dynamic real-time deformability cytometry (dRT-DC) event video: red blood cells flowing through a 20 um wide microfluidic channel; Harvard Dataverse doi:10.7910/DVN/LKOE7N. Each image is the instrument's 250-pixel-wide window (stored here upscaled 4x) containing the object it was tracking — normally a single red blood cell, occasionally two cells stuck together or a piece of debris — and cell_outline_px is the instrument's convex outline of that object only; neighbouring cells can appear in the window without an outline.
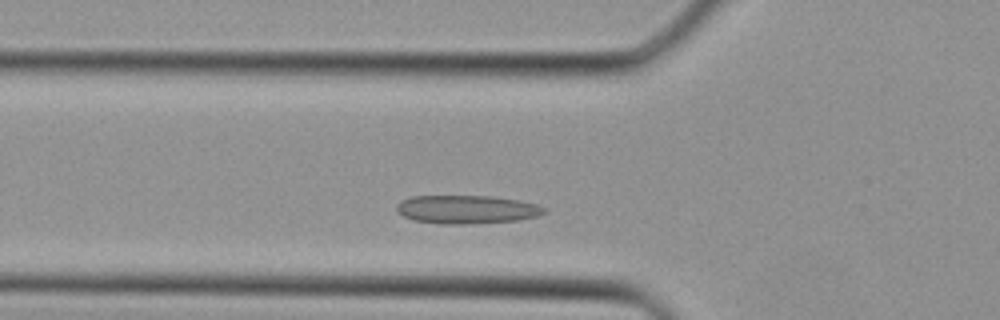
{"species": "Egyptian fruit bat (a non-hibernating species)", "species_latin": "Rousettus aegyptiacus", "temperature_condition": "cold", "stored_images_in_passage": 31, "camera_frame_rate_fps": 3000, "um_per_image_px": 0.085, "animal": {"sex": "female"}, "frame": {"image": 1, "passage_image": 5, "time_ms": 1.333, "image_size_px": [1000, 320], "cell_outline_px": [[548, 212], [536, 216], [516, 220], [464, 224], [440, 224], [412, 220], [396, 212], [396, 204], [400, 200], [408, 196], [492, 196], [516, 200], [536, 204], [544, 208]], "centroid_in_image_um": [39.59, 17.8], "position_along_channel_um": 86.2, "area_um2": 24.45}}
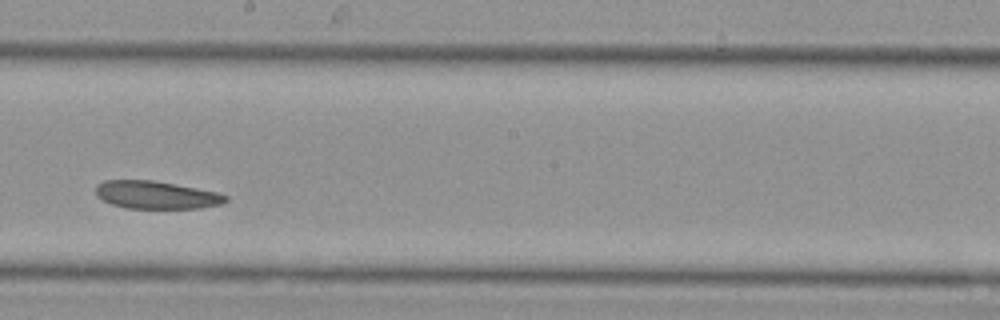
{"frame": {"image": 2, "passage_image": 14, "time_ms": 4.333, "image_size_px": [1000, 320], "cell_outline_px": [[228, 200], [220, 204], [200, 208], [124, 208], [112, 204], [96, 196], [96, 184], [104, 180], [152, 180], [176, 184], [216, 192], [228, 196]], "centroid_in_image_um": [13.25, 16.56], "position_along_channel_um": 234.9, "area_um2": 20.98}}
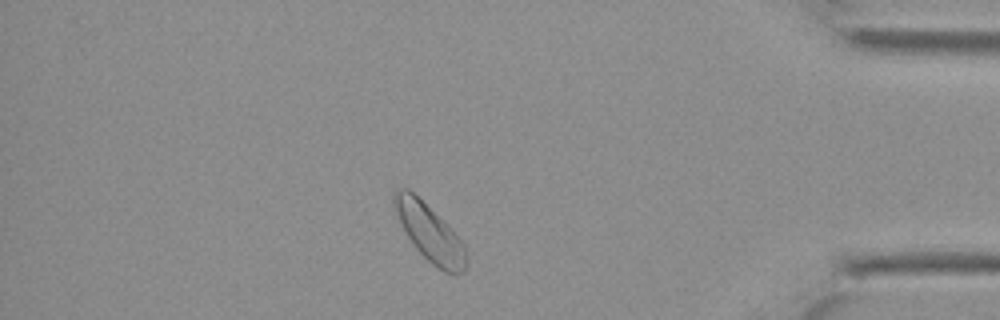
{"frame": {"image": 3, "passage_image": 26, "time_ms": 8.333, "image_size_px": [1000, 320], "cell_outline_px": [[468, 268], [464, 272], [456, 276], [444, 272], [432, 264], [412, 244], [404, 232], [392, 208], [392, 192], [396, 188], [408, 188], [464, 244], [468, 256]], "centroid_in_image_um": [36.49, 19.84], "position_along_channel_um": 398.7, "area_um2": 23.76}}